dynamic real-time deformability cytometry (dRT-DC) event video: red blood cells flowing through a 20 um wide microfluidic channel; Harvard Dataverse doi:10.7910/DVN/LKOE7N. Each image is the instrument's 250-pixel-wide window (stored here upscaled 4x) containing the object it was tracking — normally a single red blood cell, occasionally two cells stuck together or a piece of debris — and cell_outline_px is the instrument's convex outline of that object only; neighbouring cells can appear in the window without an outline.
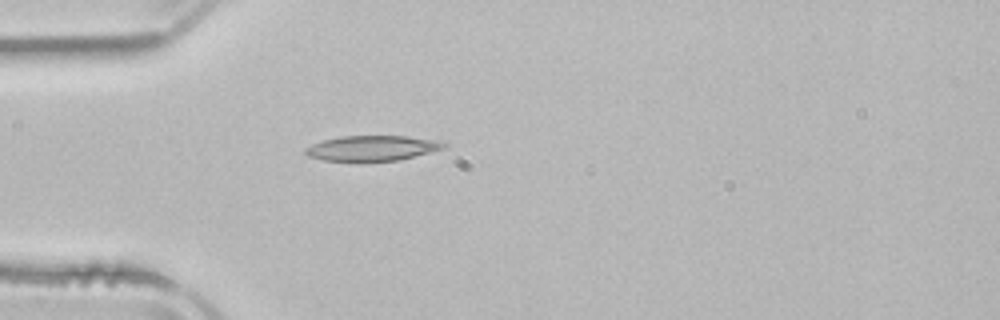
{"species": "common noctule bat (a hibernating species)", "species_latin": "Nyctalus noctula", "temperature_condition": "room temperature", "stored_images_in_passage": 4, "camera_frame_rate_fps": 3000, "um_per_image_px": 0.085, "animal": {"sex": "male", "body_mass_g": 21.5, "forearm_length_mm": 52.0}, "frame": {"image": 1, "passage_image": 4, "time_ms": 3.667, "image_size_px": [1000, 320], "cell_outline_px": [[448, 144], [444, 148], [396, 160], [364, 164], [360, 164], [324, 160], [308, 156], [304, 152], [304, 148], [312, 144], [324, 140], [340, 136], [408, 136], [448, 140]], "centroid_in_image_um": [31.64, 12.62], "position_along_channel_um": 53.4, "area_um2": 21.27}}